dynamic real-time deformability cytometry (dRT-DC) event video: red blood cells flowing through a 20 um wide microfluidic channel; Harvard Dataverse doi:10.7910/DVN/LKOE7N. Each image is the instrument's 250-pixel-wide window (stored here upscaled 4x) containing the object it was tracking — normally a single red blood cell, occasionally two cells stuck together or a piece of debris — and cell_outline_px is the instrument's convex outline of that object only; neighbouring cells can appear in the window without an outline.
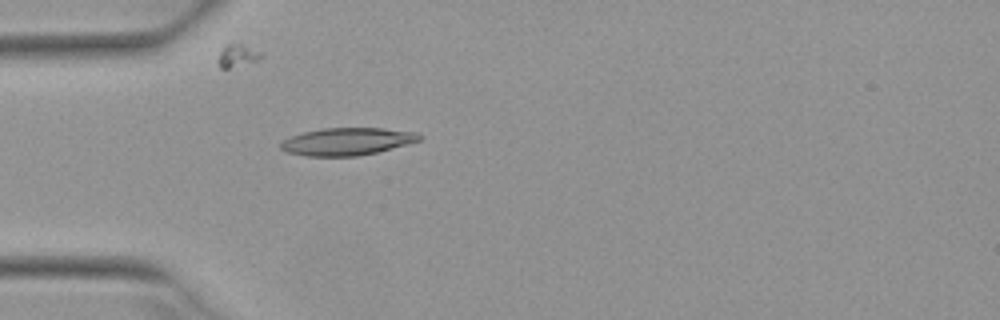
{"species": "Egyptian fruit bat (a non-hibernating species)", "species_latin": "Rousettus aegyptiacus", "temperature_condition": "warm", "stored_images_in_passage": 52, "camera_frame_rate_fps": 3000, "um_per_image_px": 0.085, "animal": {"sex": "female"}, "frame": {"image": 1, "passage_image": 16, "time_ms": 5.0, "image_size_px": [1000, 320], "cell_outline_px": [[424, 136], [420, 140], [376, 152], [356, 156], [308, 156], [288, 152], [280, 148], [280, 140], [304, 132], [324, 128], [384, 128], [416, 132]], "centroid_in_image_um": [29.49, 12.02], "position_along_channel_um": 55.5, "area_um2": 22.02}}
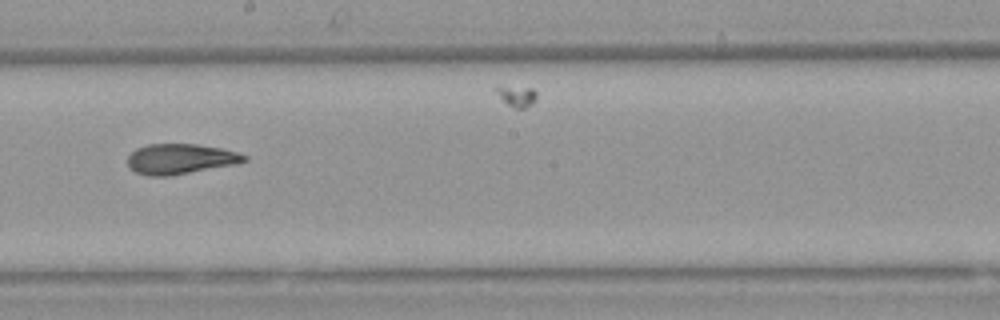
{"frame": {"image": 2, "passage_image": 30, "time_ms": 9.667, "image_size_px": [1000, 320], "cell_outline_px": [[248, 160], [236, 164], [172, 176], [148, 176], [136, 172], [128, 168], [128, 156], [136, 148], [148, 144], [196, 144], [220, 148], [236, 152], [248, 156]], "centroid_in_image_um": [15.32, 13.52], "position_along_channel_um": 232.9, "area_um2": 20.69}}
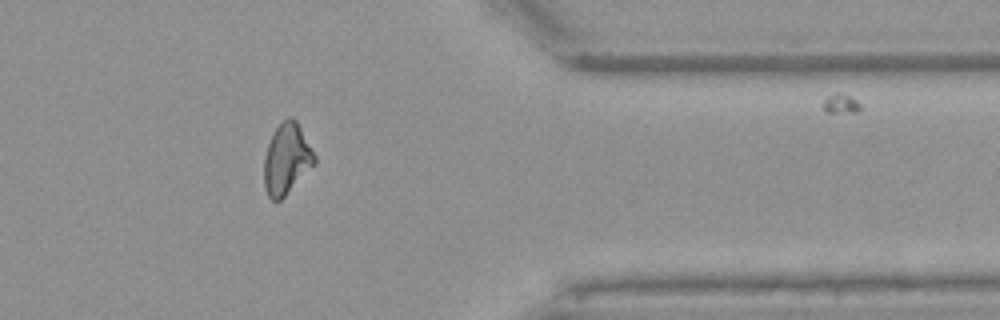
{"frame": {"image": 3, "passage_image": 43, "time_ms": 14.0, "image_size_px": [1000, 320], "cell_outline_px": [[316, 164], [280, 200], [272, 200], [268, 196], [264, 188], [264, 156], [268, 144], [276, 128], [288, 116], [292, 116], [296, 120], [316, 156]], "centroid_in_image_um": [24.37, 13.52], "position_along_channel_um": 387.0, "area_um2": 20.69}, "authors_computed_cell_mechanics": {"area_um2": 20.9814, "velocity_mm_per_s": 3.9517, "shape_relaxation_time_tau1_ms": 6.3875, "shape_relaxation_time_tau2_ms": 2.3299, "deformation_change_tau1": 0.2149, "deformation_change_tau2": 0.1064}}